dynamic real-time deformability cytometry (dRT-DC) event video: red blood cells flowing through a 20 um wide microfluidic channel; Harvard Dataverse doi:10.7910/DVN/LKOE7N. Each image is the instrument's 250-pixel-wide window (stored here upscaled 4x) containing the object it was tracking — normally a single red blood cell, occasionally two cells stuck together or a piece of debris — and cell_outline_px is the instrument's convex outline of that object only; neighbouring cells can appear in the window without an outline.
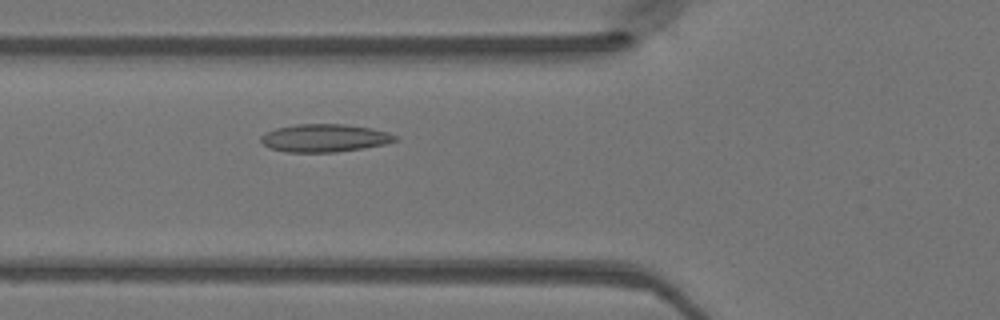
{"species": "Egyptian fruit bat (a non-hibernating species)", "species_latin": "Rousettus aegyptiacus", "temperature_condition": "warm", "stored_images_in_passage": 22, "camera_frame_rate_fps": 3000, "um_per_image_px": 0.085, "animal": {"sex": "female"}, "frame": {"image": 1, "passage_image": 14, "time_ms": 4.333, "image_size_px": [1000, 320], "cell_outline_px": [[396, 140], [384, 144], [364, 148], [336, 152], [284, 152], [268, 148], [260, 140], [260, 136], [276, 128], [296, 124], [344, 124], [372, 128], [388, 132], [396, 136]], "centroid_in_image_um": [27.56, 11.73], "position_along_channel_um": 98.2, "area_um2": 21.79}}
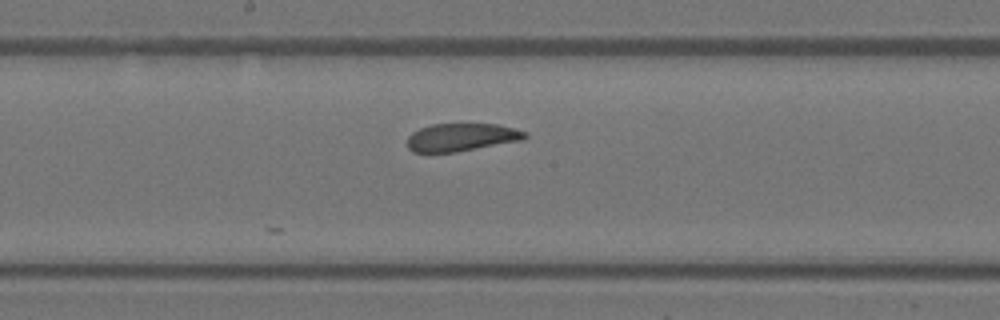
{"frame": {"image": 2, "passage_image": 22, "time_ms": 7.0, "image_size_px": [1000, 320], "cell_outline_px": [[528, 136], [524, 140], [456, 152], [412, 152], [408, 148], [408, 136], [412, 132], [420, 128], [432, 124], [496, 124], [528, 132]], "centroid_in_image_um": [39.24, 11.67], "position_along_channel_um": 209.0, "area_um2": 19.13}}